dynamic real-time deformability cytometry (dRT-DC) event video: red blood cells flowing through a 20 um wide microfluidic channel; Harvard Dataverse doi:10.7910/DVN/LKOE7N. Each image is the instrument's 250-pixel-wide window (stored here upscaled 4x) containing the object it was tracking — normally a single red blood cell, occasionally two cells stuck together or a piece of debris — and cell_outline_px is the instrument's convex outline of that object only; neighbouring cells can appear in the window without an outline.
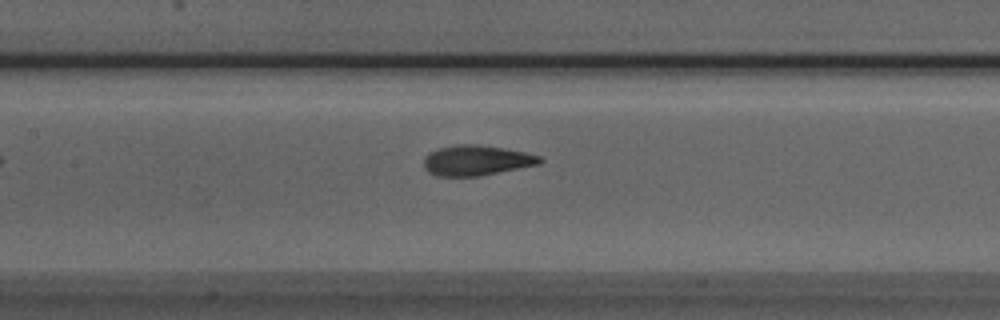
{"species": "Egyptian fruit bat (a non-hibernating species)", "species_latin": "Rousettus aegyptiacus", "temperature_condition": "room temperature", "stored_images_in_passage": 35, "camera_frame_rate_fps": 3000, "um_per_image_px": 0.085, "animal": {"sex": "male"}, "frame": {"image": 1, "passage_image": 9, "time_ms": 2.667, "image_size_px": [1000, 320], "cell_outline_px": [[544, 160], [540, 164], [480, 176], [436, 176], [428, 172], [424, 168], [424, 156], [428, 152], [440, 148], [456, 144], [476, 144], [504, 148], [524, 152], [540, 156]], "centroid_in_image_um": [40.48, 13.63], "position_along_channel_um": 166.9, "area_um2": 20.58}}
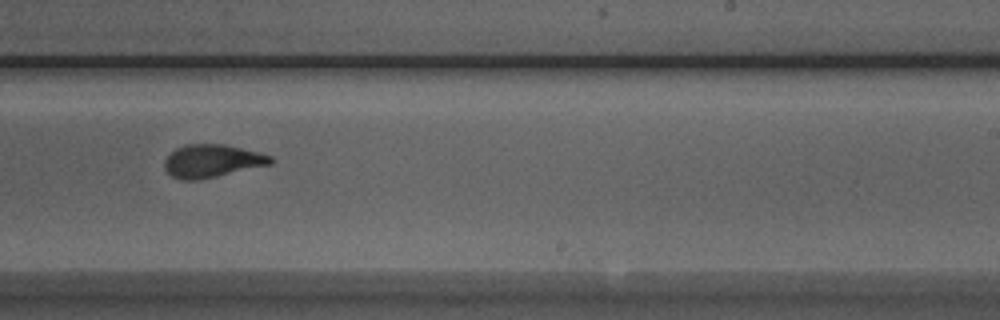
{"frame": {"image": 2, "passage_image": 17, "time_ms": 5.333, "image_size_px": [1000, 320], "cell_outline_px": [[272, 164], [200, 180], [180, 180], [172, 176], [164, 168], [164, 160], [176, 148], [188, 144], [224, 144], [272, 156]], "centroid_in_image_um": [18.0, 13.69], "position_along_channel_um": 271.0, "area_um2": 20.23}}
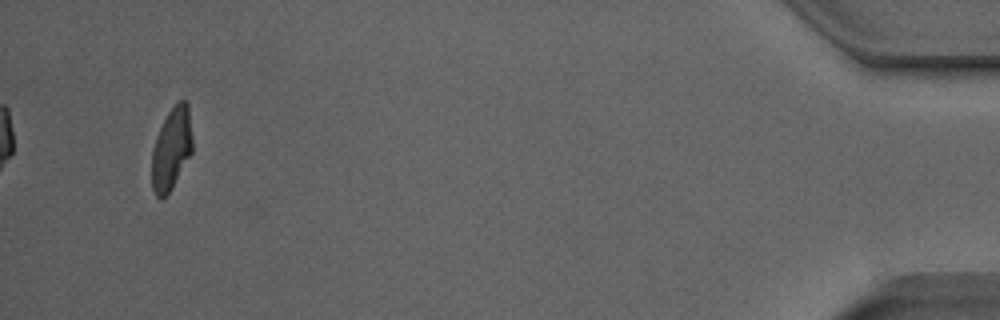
{"frame": {"image": 3, "passage_image": 35, "time_ms": 11.333, "image_size_px": [1000, 320], "cell_outline_px": [[192, 152], [172, 188], [160, 200], [156, 196], [152, 188], [152, 148], [156, 136], [168, 112], [176, 100], [184, 100], [188, 104], [192, 136]], "centroid_in_image_um": [14.57, 12.63], "position_along_channel_um": 420.6, "area_um2": 19.48}, "authors_computed_cell_mechanics": {"area_um2": 20.2878, "velocity_mm_per_s": 3.918, "shape_relaxation_time_tau1_ms": 6.1179, "shape_relaxation_time_tau2_ms": 1.2554, "deformation_change_tau1": 0.2001, "deformation_change_tau2": 0.0813}}